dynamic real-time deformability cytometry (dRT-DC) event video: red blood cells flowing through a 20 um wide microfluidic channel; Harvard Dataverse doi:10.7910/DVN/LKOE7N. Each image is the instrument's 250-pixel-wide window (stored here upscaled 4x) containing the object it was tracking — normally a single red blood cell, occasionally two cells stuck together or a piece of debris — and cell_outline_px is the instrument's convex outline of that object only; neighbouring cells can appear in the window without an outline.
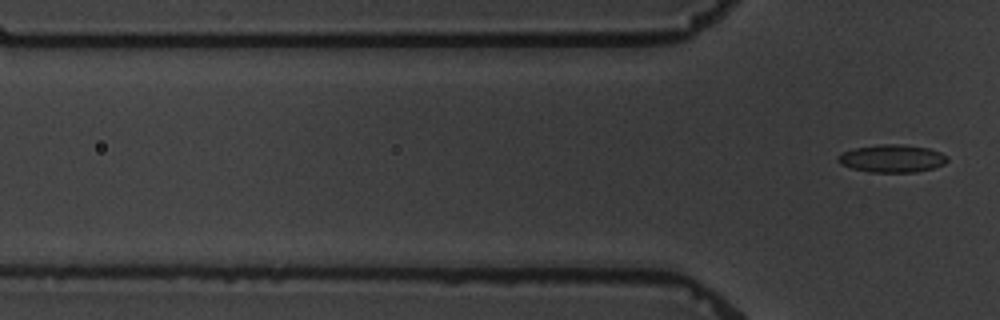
{"species": "common noctule bat (a hibernating species)", "species_latin": "Nyctalus noctula", "temperature_condition": "warm", "stored_images_in_passage": 6, "camera_frame_rate_fps": 3000, "um_per_image_px": 0.085, "animal": {"sex": "male", "body_mass_g": 19.5, "forearm_length_mm": 54.6}, "frame": {"image": 1, "passage_image": 6, "time_ms": 34.667, "image_size_px": [1000, 320], "cell_outline_px": [[948, 160], [944, 164], [932, 168], [916, 172], [868, 172], [852, 168], [840, 164], [836, 160], [836, 156], [844, 152], [856, 148], [880, 144], [900, 144], [928, 148], [940, 152]], "centroid_in_image_um": [75.78, 13.47], "position_along_channel_um": 50.0, "area_um2": 17.51}}